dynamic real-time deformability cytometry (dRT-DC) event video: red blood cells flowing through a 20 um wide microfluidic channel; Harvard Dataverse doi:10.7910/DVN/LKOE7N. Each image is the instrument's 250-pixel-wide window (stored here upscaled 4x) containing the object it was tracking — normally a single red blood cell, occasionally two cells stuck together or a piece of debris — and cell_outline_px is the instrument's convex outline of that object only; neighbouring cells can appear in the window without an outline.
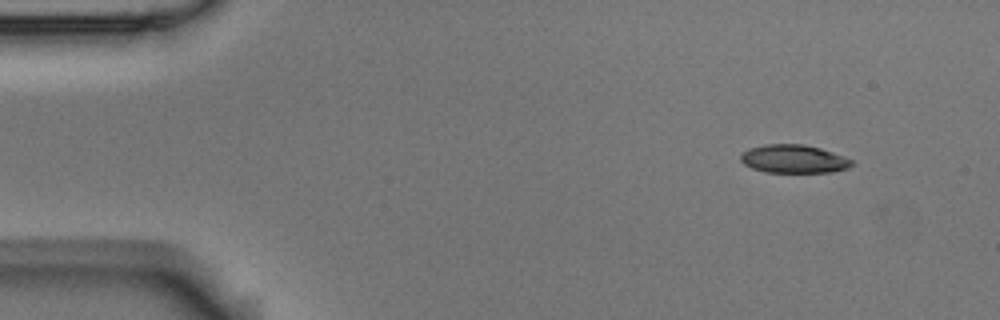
{"species": "Egyptian fruit bat (a non-hibernating species)", "species_latin": "Rousettus aegyptiacus", "temperature_condition": "room temperature", "stored_images_in_passage": 4, "camera_frame_rate_fps": 3000, "um_per_image_px": 0.085, "animal": {"sex": "male"}, "frame": {"image": 1, "passage_image": 1, "time_ms": 0.0, "image_size_px": [1000, 320], "cell_outline_px": [[852, 164], [848, 168], [832, 172], [764, 172], [752, 168], [744, 164], [740, 160], [740, 156], [748, 148], [764, 144], [804, 144], [820, 148], [832, 152], [852, 160]], "centroid_in_image_um": [67.43, 13.5], "position_along_channel_um": 17.6, "area_um2": 18.26}}
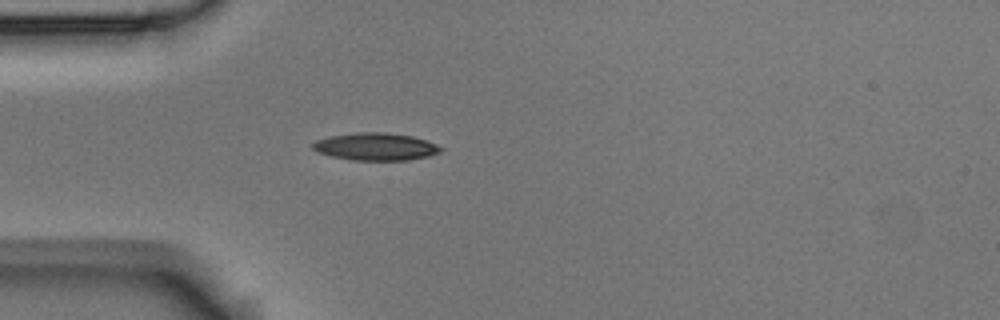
{"frame": {"image": 2, "passage_image": 4, "time_ms": 1.0, "image_size_px": [1000, 320], "cell_outline_px": [[444, 148], [440, 152], [428, 156], [408, 160], [352, 160], [332, 156], [316, 152], [312, 148], [312, 144], [316, 140], [328, 136], [356, 132], [384, 132], [412, 136], [436, 144]], "centroid_in_image_um": [31.9, 12.46], "position_along_channel_um": 53.1, "area_um2": 20.52}}